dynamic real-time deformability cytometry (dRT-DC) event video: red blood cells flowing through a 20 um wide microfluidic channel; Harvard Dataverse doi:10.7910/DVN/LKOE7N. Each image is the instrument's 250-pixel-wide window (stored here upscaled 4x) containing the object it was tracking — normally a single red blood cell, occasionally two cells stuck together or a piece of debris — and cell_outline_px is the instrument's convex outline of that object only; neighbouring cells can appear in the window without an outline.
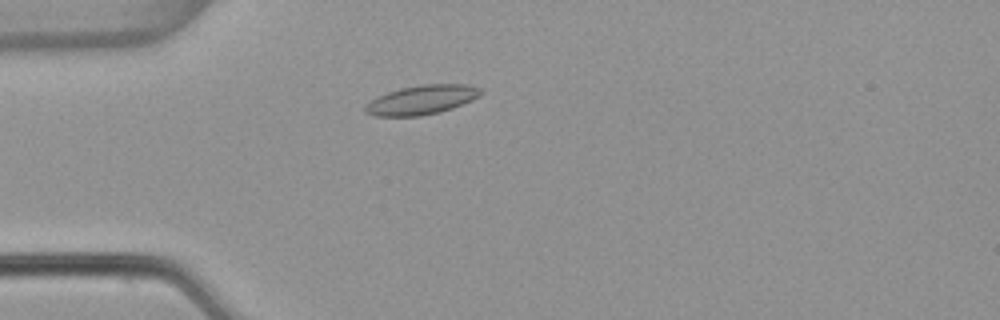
{"species": "common noctule bat (a hibernating species)", "species_latin": "Nyctalus noctula", "temperature_condition": "warm", "stored_images_in_passage": 50, "camera_frame_rate_fps": 3000, "um_per_image_px": 0.085, "animal": {"sex": "female", "body_mass_g": 22.7, "forearm_length_mm": 54.2}, "frame": {"image": 1, "passage_image": 11, "time_ms": 3.333, "image_size_px": [1000, 320], "cell_outline_px": [[484, 92], [480, 96], [472, 100], [452, 108], [440, 112], [420, 116], [376, 116], [364, 112], [364, 104], [376, 96], [400, 88], [420, 84], [468, 84], [480, 88]], "centroid_in_image_um": [35.83, 8.48], "position_along_channel_um": 49.2, "area_um2": 19.94}}
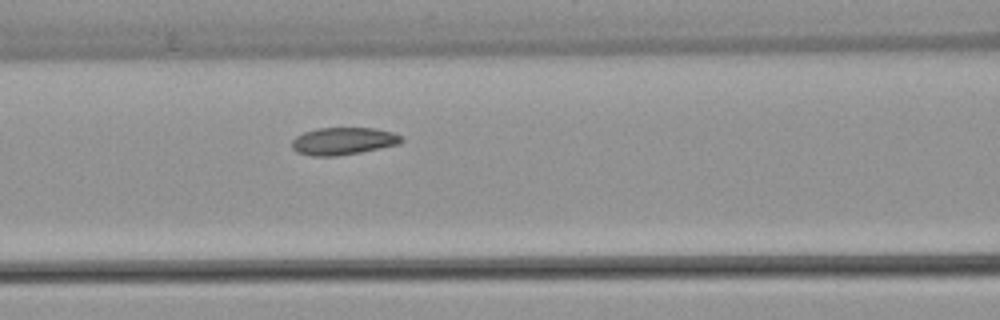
{"frame": {"image": 2, "passage_image": 19, "time_ms": 6.0, "image_size_px": [1000, 320], "cell_outline_px": [[404, 140], [400, 144], [360, 152], [336, 156], [312, 156], [296, 152], [292, 148], [292, 140], [296, 136], [304, 132], [316, 128], [372, 128], [392, 132], [404, 136]], "centroid_in_image_um": [29.18, 11.99], "position_along_channel_um": 137.4, "area_um2": 17.57}}
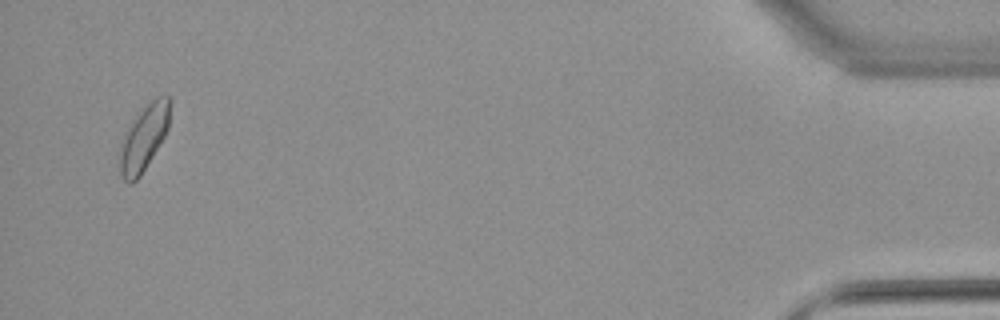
{"frame": {"image": 3, "passage_image": 48, "time_ms": 15.667, "image_size_px": [1000, 320], "cell_outline_px": [[172, 100], [168, 128], [164, 136], [140, 176], [132, 184], [128, 184], [120, 176], [120, 144], [132, 120], [140, 108], [156, 96], [168, 96]], "centroid_in_image_um": [12.23, 11.67], "position_along_channel_um": 423.0, "area_um2": 19.31}, "authors_computed_cell_mechanics": {"area_um2": 17.6868, "velocity_mm_per_s": 3.8219, "shape_relaxation_time_tau1_ms": 7.1199, "shape_relaxation_time_tau2_ms": 6.9184, "deformation_change_tau1": 0.1297, "deformation_change_tau2": 0.1235}}